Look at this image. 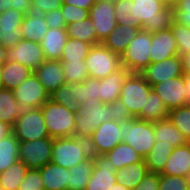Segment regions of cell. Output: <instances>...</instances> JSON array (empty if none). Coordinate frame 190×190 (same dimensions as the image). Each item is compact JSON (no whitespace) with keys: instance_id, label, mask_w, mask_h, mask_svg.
I'll return each instance as SVG.
<instances>
[{"instance_id":"e0dca14e","label":"cell","mask_w":190,"mask_h":190,"mask_svg":"<svg viewBox=\"0 0 190 190\" xmlns=\"http://www.w3.org/2000/svg\"><path fill=\"white\" fill-rule=\"evenodd\" d=\"M185 83L183 76L155 84L152 88L163 100L168 111L185 105Z\"/></svg>"},{"instance_id":"1f68e13d","label":"cell","mask_w":190,"mask_h":190,"mask_svg":"<svg viewBox=\"0 0 190 190\" xmlns=\"http://www.w3.org/2000/svg\"><path fill=\"white\" fill-rule=\"evenodd\" d=\"M173 149L171 144H164L161 141H156L150 153L144 158L148 171L160 174L173 152Z\"/></svg>"},{"instance_id":"03108f58","label":"cell","mask_w":190,"mask_h":190,"mask_svg":"<svg viewBox=\"0 0 190 190\" xmlns=\"http://www.w3.org/2000/svg\"><path fill=\"white\" fill-rule=\"evenodd\" d=\"M187 179H188V183H189V186H190V173L188 174Z\"/></svg>"},{"instance_id":"6125c7cd","label":"cell","mask_w":190,"mask_h":190,"mask_svg":"<svg viewBox=\"0 0 190 190\" xmlns=\"http://www.w3.org/2000/svg\"><path fill=\"white\" fill-rule=\"evenodd\" d=\"M110 190H130V189H128V188L125 187L124 185H121V184H119V183L116 182V183L113 185V188L110 189Z\"/></svg>"},{"instance_id":"ac0fdd59","label":"cell","mask_w":190,"mask_h":190,"mask_svg":"<svg viewBox=\"0 0 190 190\" xmlns=\"http://www.w3.org/2000/svg\"><path fill=\"white\" fill-rule=\"evenodd\" d=\"M24 16L22 12L12 8L0 14L1 42L6 48L14 47L22 39L20 27Z\"/></svg>"},{"instance_id":"d6986e66","label":"cell","mask_w":190,"mask_h":190,"mask_svg":"<svg viewBox=\"0 0 190 190\" xmlns=\"http://www.w3.org/2000/svg\"><path fill=\"white\" fill-rule=\"evenodd\" d=\"M151 63L163 61L178 55L177 42L171 29H164L151 34Z\"/></svg>"},{"instance_id":"30bf717a","label":"cell","mask_w":190,"mask_h":190,"mask_svg":"<svg viewBox=\"0 0 190 190\" xmlns=\"http://www.w3.org/2000/svg\"><path fill=\"white\" fill-rule=\"evenodd\" d=\"M54 139L45 137L38 140L19 142V160L28 169H40L51 162Z\"/></svg>"},{"instance_id":"d6a6232c","label":"cell","mask_w":190,"mask_h":190,"mask_svg":"<svg viewBox=\"0 0 190 190\" xmlns=\"http://www.w3.org/2000/svg\"><path fill=\"white\" fill-rule=\"evenodd\" d=\"M65 30L68 38L79 39L81 41L90 43L92 46L95 44L102 43L97 38L94 23L91 21L89 17L82 21H77L66 25Z\"/></svg>"},{"instance_id":"ba28073f","label":"cell","mask_w":190,"mask_h":190,"mask_svg":"<svg viewBox=\"0 0 190 190\" xmlns=\"http://www.w3.org/2000/svg\"><path fill=\"white\" fill-rule=\"evenodd\" d=\"M85 63L90 78L102 79L122 67V58L99 43L91 47Z\"/></svg>"},{"instance_id":"8d00e7d4","label":"cell","mask_w":190,"mask_h":190,"mask_svg":"<svg viewBox=\"0 0 190 190\" xmlns=\"http://www.w3.org/2000/svg\"><path fill=\"white\" fill-rule=\"evenodd\" d=\"M28 168L18 160L11 165L7 170L0 173V185L2 190H18L19 186L25 177Z\"/></svg>"},{"instance_id":"4316f807","label":"cell","mask_w":190,"mask_h":190,"mask_svg":"<svg viewBox=\"0 0 190 190\" xmlns=\"http://www.w3.org/2000/svg\"><path fill=\"white\" fill-rule=\"evenodd\" d=\"M22 39L40 43L49 30L43 14L31 12L24 16L21 24Z\"/></svg>"},{"instance_id":"e575fe53","label":"cell","mask_w":190,"mask_h":190,"mask_svg":"<svg viewBox=\"0 0 190 190\" xmlns=\"http://www.w3.org/2000/svg\"><path fill=\"white\" fill-rule=\"evenodd\" d=\"M94 162L92 156L71 167L69 170V182L67 190H85L92 174Z\"/></svg>"},{"instance_id":"db71d44e","label":"cell","mask_w":190,"mask_h":190,"mask_svg":"<svg viewBox=\"0 0 190 190\" xmlns=\"http://www.w3.org/2000/svg\"><path fill=\"white\" fill-rule=\"evenodd\" d=\"M32 0H11V8L28 15L32 10Z\"/></svg>"},{"instance_id":"cb8c5ba5","label":"cell","mask_w":190,"mask_h":190,"mask_svg":"<svg viewBox=\"0 0 190 190\" xmlns=\"http://www.w3.org/2000/svg\"><path fill=\"white\" fill-rule=\"evenodd\" d=\"M68 36L65 28H49L40 42L46 60H60L61 52L66 45Z\"/></svg>"},{"instance_id":"a7ac6f4b","label":"cell","mask_w":190,"mask_h":190,"mask_svg":"<svg viewBox=\"0 0 190 190\" xmlns=\"http://www.w3.org/2000/svg\"><path fill=\"white\" fill-rule=\"evenodd\" d=\"M1 38H2V32H1V29H0V44H2Z\"/></svg>"},{"instance_id":"f546056e","label":"cell","mask_w":190,"mask_h":190,"mask_svg":"<svg viewBox=\"0 0 190 190\" xmlns=\"http://www.w3.org/2000/svg\"><path fill=\"white\" fill-rule=\"evenodd\" d=\"M104 155L117 169L125 168L143 160V157L125 142L116 145L111 151L106 152Z\"/></svg>"},{"instance_id":"7a4b0ae2","label":"cell","mask_w":190,"mask_h":190,"mask_svg":"<svg viewBox=\"0 0 190 190\" xmlns=\"http://www.w3.org/2000/svg\"><path fill=\"white\" fill-rule=\"evenodd\" d=\"M74 137L89 141L93 136V131L101 123L111 121L110 104H105L101 100L85 101L77 107Z\"/></svg>"},{"instance_id":"11a10c76","label":"cell","mask_w":190,"mask_h":190,"mask_svg":"<svg viewBox=\"0 0 190 190\" xmlns=\"http://www.w3.org/2000/svg\"><path fill=\"white\" fill-rule=\"evenodd\" d=\"M96 0H63V3L71 4L83 9L90 10Z\"/></svg>"},{"instance_id":"836d02e7","label":"cell","mask_w":190,"mask_h":190,"mask_svg":"<svg viewBox=\"0 0 190 190\" xmlns=\"http://www.w3.org/2000/svg\"><path fill=\"white\" fill-rule=\"evenodd\" d=\"M168 113L163 100L152 89L147 97L146 110H142L137 118L148 122H157L168 118Z\"/></svg>"},{"instance_id":"9a60e30c","label":"cell","mask_w":190,"mask_h":190,"mask_svg":"<svg viewBox=\"0 0 190 190\" xmlns=\"http://www.w3.org/2000/svg\"><path fill=\"white\" fill-rule=\"evenodd\" d=\"M141 74L152 87L162 81L177 78L183 74L181 58L177 55L163 61L150 63Z\"/></svg>"},{"instance_id":"6da1fadb","label":"cell","mask_w":190,"mask_h":190,"mask_svg":"<svg viewBox=\"0 0 190 190\" xmlns=\"http://www.w3.org/2000/svg\"><path fill=\"white\" fill-rule=\"evenodd\" d=\"M134 4V18L142 30L151 34L172 26L174 8L165 0H132Z\"/></svg>"},{"instance_id":"91938a15","label":"cell","mask_w":190,"mask_h":190,"mask_svg":"<svg viewBox=\"0 0 190 190\" xmlns=\"http://www.w3.org/2000/svg\"><path fill=\"white\" fill-rule=\"evenodd\" d=\"M11 8V0H0V14Z\"/></svg>"},{"instance_id":"b9f144b4","label":"cell","mask_w":190,"mask_h":190,"mask_svg":"<svg viewBox=\"0 0 190 190\" xmlns=\"http://www.w3.org/2000/svg\"><path fill=\"white\" fill-rule=\"evenodd\" d=\"M116 23L123 26L138 27L141 26L134 18V4L132 0H118L114 3Z\"/></svg>"},{"instance_id":"ab89813d","label":"cell","mask_w":190,"mask_h":190,"mask_svg":"<svg viewBox=\"0 0 190 190\" xmlns=\"http://www.w3.org/2000/svg\"><path fill=\"white\" fill-rule=\"evenodd\" d=\"M60 62L63 67L66 84L83 83L89 78L85 60Z\"/></svg>"},{"instance_id":"603a6c76","label":"cell","mask_w":190,"mask_h":190,"mask_svg":"<svg viewBox=\"0 0 190 190\" xmlns=\"http://www.w3.org/2000/svg\"><path fill=\"white\" fill-rule=\"evenodd\" d=\"M139 30L138 27L117 24L115 29L102 41V44L112 52L122 56Z\"/></svg>"},{"instance_id":"52a82bcc","label":"cell","mask_w":190,"mask_h":190,"mask_svg":"<svg viewBox=\"0 0 190 190\" xmlns=\"http://www.w3.org/2000/svg\"><path fill=\"white\" fill-rule=\"evenodd\" d=\"M151 33L139 30L128 44L122 58V66L130 73H141L150 63Z\"/></svg>"},{"instance_id":"f907efd6","label":"cell","mask_w":190,"mask_h":190,"mask_svg":"<svg viewBox=\"0 0 190 190\" xmlns=\"http://www.w3.org/2000/svg\"><path fill=\"white\" fill-rule=\"evenodd\" d=\"M31 4L33 12L43 14L60 9L63 4V0H32Z\"/></svg>"},{"instance_id":"7bdbcfd3","label":"cell","mask_w":190,"mask_h":190,"mask_svg":"<svg viewBox=\"0 0 190 190\" xmlns=\"http://www.w3.org/2000/svg\"><path fill=\"white\" fill-rule=\"evenodd\" d=\"M170 29L177 42L178 56L190 52V27L174 20Z\"/></svg>"},{"instance_id":"680465c9","label":"cell","mask_w":190,"mask_h":190,"mask_svg":"<svg viewBox=\"0 0 190 190\" xmlns=\"http://www.w3.org/2000/svg\"><path fill=\"white\" fill-rule=\"evenodd\" d=\"M183 72H190V52L180 56Z\"/></svg>"},{"instance_id":"816d5d0a","label":"cell","mask_w":190,"mask_h":190,"mask_svg":"<svg viewBox=\"0 0 190 190\" xmlns=\"http://www.w3.org/2000/svg\"><path fill=\"white\" fill-rule=\"evenodd\" d=\"M43 16L49 28L57 29L65 28L66 26L63 15L61 13V9L43 13Z\"/></svg>"},{"instance_id":"bcb514c9","label":"cell","mask_w":190,"mask_h":190,"mask_svg":"<svg viewBox=\"0 0 190 190\" xmlns=\"http://www.w3.org/2000/svg\"><path fill=\"white\" fill-rule=\"evenodd\" d=\"M60 9L66 25L89 17V10L71 4L63 3Z\"/></svg>"},{"instance_id":"5bb4252c","label":"cell","mask_w":190,"mask_h":190,"mask_svg":"<svg viewBox=\"0 0 190 190\" xmlns=\"http://www.w3.org/2000/svg\"><path fill=\"white\" fill-rule=\"evenodd\" d=\"M94 167L85 190H110L116 183L117 168L103 155H92Z\"/></svg>"},{"instance_id":"6f0895ef","label":"cell","mask_w":190,"mask_h":190,"mask_svg":"<svg viewBox=\"0 0 190 190\" xmlns=\"http://www.w3.org/2000/svg\"><path fill=\"white\" fill-rule=\"evenodd\" d=\"M12 126L0 120V140L12 133Z\"/></svg>"},{"instance_id":"5b68a950","label":"cell","mask_w":190,"mask_h":190,"mask_svg":"<svg viewBox=\"0 0 190 190\" xmlns=\"http://www.w3.org/2000/svg\"><path fill=\"white\" fill-rule=\"evenodd\" d=\"M122 141L130 145L143 159L150 153L154 143V122L132 117L120 123Z\"/></svg>"},{"instance_id":"d590c367","label":"cell","mask_w":190,"mask_h":190,"mask_svg":"<svg viewBox=\"0 0 190 190\" xmlns=\"http://www.w3.org/2000/svg\"><path fill=\"white\" fill-rule=\"evenodd\" d=\"M19 142L13 132L0 140V173L19 160Z\"/></svg>"},{"instance_id":"83f0119b","label":"cell","mask_w":190,"mask_h":190,"mask_svg":"<svg viewBox=\"0 0 190 190\" xmlns=\"http://www.w3.org/2000/svg\"><path fill=\"white\" fill-rule=\"evenodd\" d=\"M154 136L156 141L164 144H171L173 148L187 143L183 134L166 118L154 122Z\"/></svg>"},{"instance_id":"e7e4bbea","label":"cell","mask_w":190,"mask_h":190,"mask_svg":"<svg viewBox=\"0 0 190 190\" xmlns=\"http://www.w3.org/2000/svg\"><path fill=\"white\" fill-rule=\"evenodd\" d=\"M101 1H107V2H111V3H116L118 0H101Z\"/></svg>"},{"instance_id":"2e32d148","label":"cell","mask_w":190,"mask_h":190,"mask_svg":"<svg viewBox=\"0 0 190 190\" xmlns=\"http://www.w3.org/2000/svg\"><path fill=\"white\" fill-rule=\"evenodd\" d=\"M89 18L94 23L97 38L102 42L117 25L114 3L96 0L89 10Z\"/></svg>"},{"instance_id":"003e7915","label":"cell","mask_w":190,"mask_h":190,"mask_svg":"<svg viewBox=\"0 0 190 190\" xmlns=\"http://www.w3.org/2000/svg\"><path fill=\"white\" fill-rule=\"evenodd\" d=\"M2 65H0V82H1Z\"/></svg>"},{"instance_id":"94428289","label":"cell","mask_w":190,"mask_h":190,"mask_svg":"<svg viewBox=\"0 0 190 190\" xmlns=\"http://www.w3.org/2000/svg\"><path fill=\"white\" fill-rule=\"evenodd\" d=\"M6 50L7 48L3 44H0V65H3L7 61Z\"/></svg>"},{"instance_id":"7dc6e473","label":"cell","mask_w":190,"mask_h":190,"mask_svg":"<svg viewBox=\"0 0 190 190\" xmlns=\"http://www.w3.org/2000/svg\"><path fill=\"white\" fill-rule=\"evenodd\" d=\"M18 190H45L39 169H28Z\"/></svg>"},{"instance_id":"f35d334b","label":"cell","mask_w":190,"mask_h":190,"mask_svg":"<svg viewBox=\"0 0 190 190\" xmlns=\"http://www.w3.org/2000/svg\"><path fill=\"white\" fill-rule=\"evenodd\" d=\"M92 45L79 39L68 38L61 52L60 61L85 60Z\"/></svg>"},{"instance_id":"277c9868","label":"cell","mask_w":190,"mask_h":190,"mask_svg":"<svg viewBox=\"0 0 190 190\" xmlns=\"http://www.w3.org/2000/svg\"><path fill=\"white\" fill-rule=\"evenodd\" d=\"M92 156L89 141L77 137L55 138L51 162L70 169Z\"/></svg>"},{"instance_id":"ffe728a7","label":"cell","mask_w":190,"mask_h":190,"mask_svg":"<svg viewBox=\"0 0 190 190\" xmlns=\"http://www.w3.org/2000/svg\"><path fill=\"white\" fill-rule=\"evenodd\" d=\"M34 73L49 96L61 85L66 84L60 60H46L34 71Z\"/></svg>"},{"instance_id":"60d3db41","label":"cell","mask_w":190,"mask_h":190,"mask_svg":"<svg viewBox=\"0 0 190 190\" xmlns=\"http://www.w3.org/2000/svg\"><path fill=\"white\" fill-rule=\"evenodd\" d=\"M168 119L190 142V104L169 111Z\"/></svg>"},{"instance_id":"9c48e42d","label":"cell","mask_w":190,"mask_h":190,"mask_svg":"<svg viewBox=\"0 0 190 190\" xmlns=\"http://www.w3.org/2000/svg\"><path fill=\"white\" fill-rule=\"evenodd\" d=\"M12 131L19 141L49 137L41 108L22 109Z\"/></svg>"},{"instance_id":"ee69618b","label":"cell","mask_w":190,"mask_h":190,"mask_svg":"<svg viewBox=\"0 0 190 190\" xmlns=\"http://www.w3.org/2000/svg\"><path fill=\"white\" fill-rule=\"evenodd\" d=\"M74 95L75 90L72 88V84H64L50 95V99L68 109L77 110L78 105Z\"/></svg>"},{"instance_id":"be15d7a7","label":"cell","mask_w":190,"mask_h":190,"mask_svg":"<svg viewBox=\"0 0 190 190\" xmlns=\"http://www.w3.org/2000/svg\"><path fill=\"white\" fill-rule=\"evenodd\" d=\"M169 5H172L176 0H165Z\"/></svg>"},{"instance_id":"f1b7e54d","label":"cell","mask_w":190,"mask_h":190,"mask_svg":"<svg viewBox=\"0 0 190 190\" xmlns=\"http://www.w3.org/2000/svg\"><path fill=\"white\" fill-rule=\"evenodd\" d=\"M145 159L115 172L116 182L133 190L148 173Z\"/></svg>"},{"instance_id":"681fc988","label":"cell","mask_w":190,"mask_h":190,"mask_svg":"<svg viewBox=\"0 0 190 190\" xmlns=\"http://www.w3.org/2000/svg\"><path fill=\"white\" fill-rule=\"evenodd\" d=\"M111 120L117 122H124L132 118L127 107L119 99H116L113 103H110Z\"/></svg>"},{"instance_id":"4dcf8cb0","label":"cell","mask_w":190,"mask_h":190,"mask_svg":"<svg viewBox=\"0 0 190 190\" xmlns=\"http://www.w3.org/2000/svg\"><path fill=\"white\" fill-rule=\"evenodd\" d=\"M21 111L13 90L0 88V120L13 127Z\"/></svg>"},{"instance_id":"c3c4849f","label":"cell","mask_w":190,"mask_h":190,"mask_svg":"<svg viewBox=\"0 0 190 190\" xmlns=\"http://www.w3.org/2000/svg\"><path fill=\"white\" fill-rule=\"evenodd\" d=\"M172 6L175 21L190 27V0H176Z\"/></svg>"},{"instance_id":"8992f818","label":"cell","mask_w":190,"mask_h":190,"mask_svg":"<svg viewBox=\"0 0 190 190\" xmlns=\"http://www.w3.org/2000/svg\"><path fill=\"white\" fill-rule=\"evenodd\" d=\"M152 89L141 73H130L127 76L119 98L132 117H137L142 110H146L147 97Z\"/></svg>"},{"instance_id":"484cf974","label":"cell","mask_w":190,"mask_h":190,"mask_svg":"<svg viewBox=\"0 0 190 190\" xmlns=\"http://www.w3.org/2000/svg\"><path fill=\"white\" fill-rule=\"evenodd\" d=\"M33 72L18 62L6 61L2 65L0 88L14 90Z\"/></svg>"},{"instance_id":"f5cc1de1","label":"cell","mask_w":190,"mask_h":190,"mask_svg":"<svg viewBox=\"0 0 190 190\" xmlns=\"http://www.w3.org/2000/svg\"><path fill=\"white\" fill-rule=\"evenodd\" d=\"M133 190H159V173L148 172Z\"/></svg>"},{"instance_id":"7c38bea8","label":"cell","mask_w":190,"mask_h":190,"mask_svg":"<svg viewBox=\"0 0 190 190\" xmlns=\"http://www.w3.org/2000/svg\"><path fill=\"white\" fill-rule=\"evenodd\" d=\"M13 92L22 109L40 108L50 98L34 72Z\"/></svg>"},{"instance_id":"4fadbf2b","label":"cell","mask_w":190,"mask_h":190,"mask_svg":"<svg viewBox=\"0 0 190 190\" xmlns=\"http://www.w3.org/2000/svg\"><path fill=\"white\" fill-rule=\"evenodd\" d=\"M6 60L18 62L35 71L46 61L40 43L21 39L14 47L7 48Z\"/></svg>"},{"instance_id":"8fae6325","label":"cell","mask_w":190,"mask_h":190,"mask_svg":"<svg viewBox=\"0 0 190 190\" xmlns=\"http://www.w3.org/2000/svg\"><path fill=\"white\" fill-rule=\"evenodd\" d=\"M122 141L120 122L107 121L101 123L93 131V136L89 140L90 151L92 155H103L111 151Z\"/></svg>"},{"instance_id":"3957f363","label":"cell","mask_w":190,"mask_h":190,"mask_svg":"<svg viewBox=\"0 0 190 190\" xmlns=\"http://www.w3.org/2000/svg\"><path fill=\"white\" fill-rule=\"evenodd\" d=\"M40 108L50 137L55 139L73 136L76 110L68 109L50 98Z\"/></svg>"},{"instance_id":"9f6ffc18","label":"cell","mask_w":190,"mask_h":190,"mask_svg":"<svg viewBox=\"0 0 190 190\" xmlns=\"http://www.w3.org/2000/svg\"><path fill=\"white\" fill-rule=\"evenodd\" d=\"M183 80L185 83V105L190 104V72H183Z\"/></svg>"},{"instance_id":"74e56055","label":"cell","mask_w":190,"mask_h":190,"mask_svg":"<svg viewBox=\"0 0 190 190\" xmlns=\"http://www.w3.org/2000/svg\"><path fill=\"white\" fill-rule=\"evenodd\" d=\"M100 79L87 78L83 83L72 84L75 90L74 97L77 100V105H82L85 101L100 100Z\"/></svg>"},{"instance_id":"7402d4cb","label":"cell","mask_w":190,"mask_h":190,"mask_svg":"<svg viewBox=\"0 0 190 190\" xmlns=\"http://www.w3.org/2000/svg\"><path fill=\"white\" fill-rule=\"evenodd\" d=\"M190 172V142L173 149L160 174L187 177Z\"/></svg>"},{"instance_id":"f6af8a7d","label":"cell","mask_w":190,"mask_h":190,"mask_svg":"<svg viewBox=\"0 0 190 190\" xmlns=\"http://www.w3.org/2000/svg\"><path fill=\"white\" fill-rule=\"evenodd\" d=\"M159 190H190L187 177L159 174Z\"/></svg>"},{"instance_id":"44dd1931","label":"cell","mask_w":190,"mask_h":190,"mask_svg":"<svg viewBox=\"0 0 190 190\" xmlns=\"http://www.w3.org/2000/svg\"><path fill=\"white\" fill-rule=\"evenodd\" d=\"M130 72L122 66L107 77L100 79V100L105 104L113 103L119 99L121 88Z\"/></svg>"},{"instance_id":"d4e9b609","label":"cell","mask_w":190,"mask_h":190,"mask_svg":"<svg viewBox=\"0 0 190 190\" xmlns=\"http://www.w3.org/2000/svg\"><path fill=\"white\" fill-rule=\"evenodd\" d=\"M45 190H67L69 170L49 162L39 169Z\"/></svg>"}]
</instances>
